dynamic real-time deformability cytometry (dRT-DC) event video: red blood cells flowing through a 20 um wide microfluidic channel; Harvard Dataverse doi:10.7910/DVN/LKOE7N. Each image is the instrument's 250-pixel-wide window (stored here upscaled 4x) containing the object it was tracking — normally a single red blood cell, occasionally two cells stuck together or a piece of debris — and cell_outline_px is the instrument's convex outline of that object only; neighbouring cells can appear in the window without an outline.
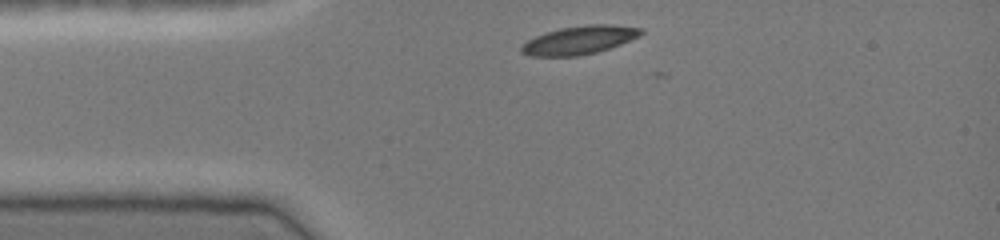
{"species": "common noctule bat (a hibernating species)", "species_latin": "Nyctalus noctula", "temperature_condition": "cold", "stored_images_in_passage": 3, "camera_frame_rate_fps": 3000, "um_per_image_px": 0.085, "animal": {"sex": "female", "body_mass_g": 19.0, "forearm_length_mm": 51.5}, "frame": {"image": 1, "passage_image": 2, "time_ms": 0.333, "image_size_px": [1000, 240], "cell_outline_px": [[644, 32], [640, 36], [620, 44], [596, 52], [576, 56], [532, 56], [520, 52], [520, 48], [528, 40], [544, 32], [560, 28], [588, 24], [612, 24], [644, 28]], "centroid_in_image_um": [49.27, 3.39], "position_along_channel_um": 35.7, "area_um2": 19.77}}